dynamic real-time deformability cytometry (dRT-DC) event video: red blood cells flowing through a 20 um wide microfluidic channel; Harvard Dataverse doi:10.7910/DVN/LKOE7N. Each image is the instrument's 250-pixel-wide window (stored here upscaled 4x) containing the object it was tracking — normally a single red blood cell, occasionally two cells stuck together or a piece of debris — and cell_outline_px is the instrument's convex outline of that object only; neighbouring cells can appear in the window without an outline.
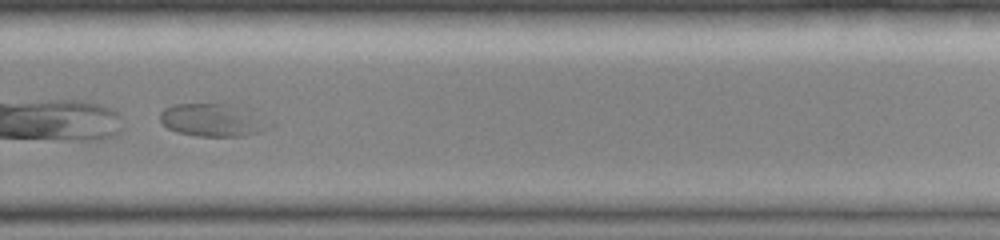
{"species": "common noctule bat (a hibernating species)", "species_latin": "Nyctalus noctula", "temperature_condition": "room temperature", "stored_images_in_passage": 24, "camera_frame_rate_fps": 3000, "um_per_image_px": 0.085, "animal": {"sex": "female", "body_mass_g": 19.0, "forearm_length_mm": 51.5}, "frame": {"image": 1, "passage_image": 17, "time_ms": 5.333, "image_size_px": [1000, 240], "cell_outline_px": [[276, 124], [260, 132], [240, 136], [196, 136], [176, 132], [168, 128], [160, 120], [160, 112], [164, 108], [176, 104], [228, 104]], "centroid_in_image_um": [18.03, 10.23], "position_along_channel_um": 311.8, "area_um2": 20.46}}